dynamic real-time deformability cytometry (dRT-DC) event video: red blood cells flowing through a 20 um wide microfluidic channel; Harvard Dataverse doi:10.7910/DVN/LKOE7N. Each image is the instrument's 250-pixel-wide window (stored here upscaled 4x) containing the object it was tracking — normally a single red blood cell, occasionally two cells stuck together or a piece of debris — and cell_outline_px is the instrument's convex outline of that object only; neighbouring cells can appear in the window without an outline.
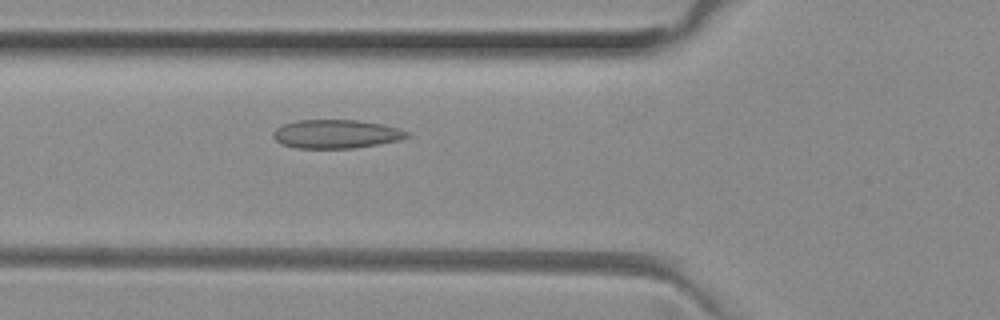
{"species": "common noctule bat (a hibernating species)", "species_latin": "Nyctalus noctula", "temperature_condition": "room temperature", "stored_images_in_passage": 31, "camera_frame_rate_fps": 3000, "um_per_image_px": 0.085, "animal": {"sex": "female", "body_mass_g": 29.2, "forearm_length_mm": 56.3}, "frame": {"image": 1, "passage_image": 3, "time_ms": 0.667, "image_size_px": [1000, 320], "cell_outline_px": [[408, 136], [400, 140], [356, 148], [296, 148], [280, 144], [272, 136], [272, 132], [276, 128], [284, 124], [296, 120], [356, 120], [380, 124], [400, 128], [408, 132]], "centroid_in_image_um": [28.54, 11.39], "position_along_channel_um": 97.3, "area_um2": 22.37}}
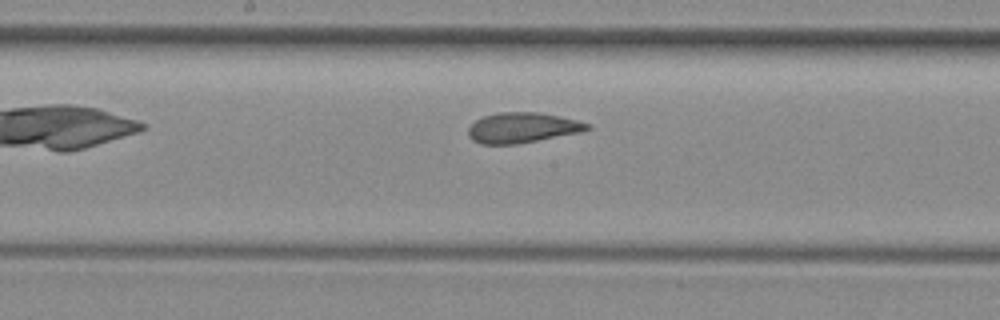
{"frame": {"image": 2, "passage_image": 11, "time_ms": 3.333, "image_size_px": [1000, 320], "cell_outline_px": [[592, 128], [584, 132], [516, 144], [480, 144], [472, 140], [468, 136], [468, 128], [476, 120], [484, 116], [500, 112], [536, 112], [560, 116], [592, 124]], "centroid_in_image_um": [44.44, 10.86], "position_along_channel_um": 203.8, "area_um2": 21.15}}
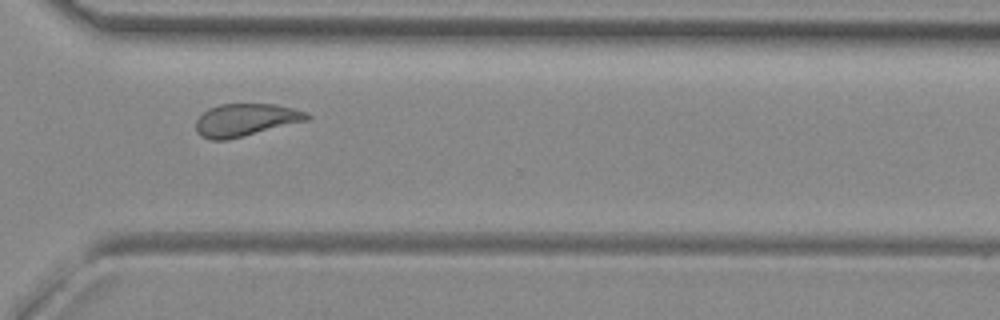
{"frame": {"image": 3, "passage_image": 22, "time_ms": 7.0, "image_size_px": [1000, 320], "cell_outline_px": [[312, 116], [308, 120], [228, 140], [208, 140], [200, 136], [196, 132], [196, 120], [208, 108], [220, 104], [276, 104], [308, 112]], "centroid_in_image_um": [20.87, 10.2], "position_along_channel_um": 349.7, "area_um2": 21.21}}